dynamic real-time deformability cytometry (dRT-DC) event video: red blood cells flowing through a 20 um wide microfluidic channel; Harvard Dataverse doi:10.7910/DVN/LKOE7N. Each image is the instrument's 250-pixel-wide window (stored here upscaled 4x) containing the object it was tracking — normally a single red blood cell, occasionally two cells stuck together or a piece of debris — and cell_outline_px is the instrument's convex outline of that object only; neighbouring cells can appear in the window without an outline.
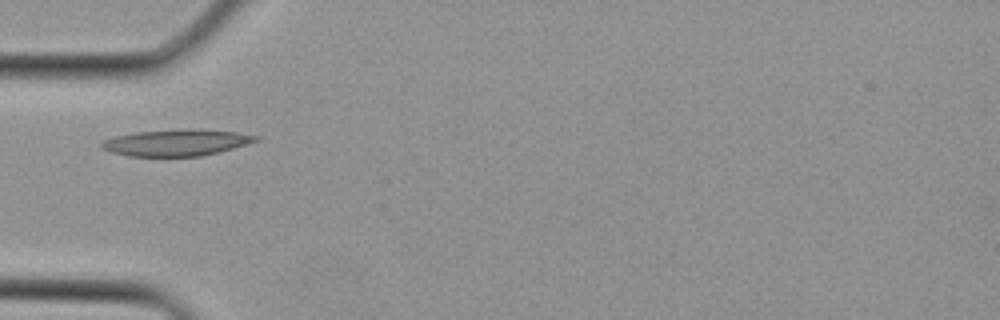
{"species": "Egyptian fruit bat (a non-hibernating species)", "species_latin": "Rousettus aegyptiacus", "temperature_condition": "cold", "stored_images_in_passage": 3, "camera_frame_rate_fps": 3000, "um_per_image_px": 0.085, "animal": {"sex": "female"}, "frame": {"image": 1, "passage_image": 3, "time_ms": 0.667, "image_size_px": [1000, 320], "cell_outline_px": [[260, 140], [248, 144], [200, 156], [128, 156], [112, 152], [100, 148], [100, 144], [104, 140], [116, 136], [136, 132], [236, 132], [260, 136]], "centroid_in_image_um": [14.94, 12.18], "position_along_channel_um": 70.1, "area_um2": 22.25}}